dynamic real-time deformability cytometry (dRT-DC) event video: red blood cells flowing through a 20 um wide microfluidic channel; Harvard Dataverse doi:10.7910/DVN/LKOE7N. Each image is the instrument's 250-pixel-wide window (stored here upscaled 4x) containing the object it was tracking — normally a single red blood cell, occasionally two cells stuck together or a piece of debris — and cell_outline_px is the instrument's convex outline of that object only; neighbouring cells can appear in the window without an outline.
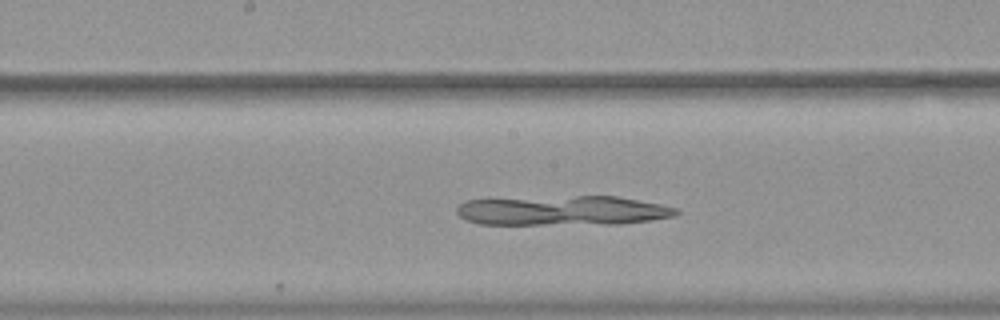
{"species": "common noctule bat (a hibernating species)", "species_latin": "Nyctalus noctula", "temperature_condition": "warm", "stored_images_in_passage": 18, "camera_frame_rate_fps": 3000, "um_per_image_px": 0.085, "animal": {"sex": "female", "body_mass_g": 19.9}, "frame": {"image": 1, "passage_image": 18, "time_ms": 5.667, "image_size_px": [1000, 320], "cell_outline_px": [[680, 212], [672, 216], [648, 220], [620, 224], [480, 224], [468, 220], [460, 216], [456, 212], [456, 208], [464, 200], [576, 196], [616, 196], [660, 204], [676, 208]], "centroid_in_image_um": [47.82, 17.9], "position_along_channel_um": 200.4, "area_um2": 37.57}}